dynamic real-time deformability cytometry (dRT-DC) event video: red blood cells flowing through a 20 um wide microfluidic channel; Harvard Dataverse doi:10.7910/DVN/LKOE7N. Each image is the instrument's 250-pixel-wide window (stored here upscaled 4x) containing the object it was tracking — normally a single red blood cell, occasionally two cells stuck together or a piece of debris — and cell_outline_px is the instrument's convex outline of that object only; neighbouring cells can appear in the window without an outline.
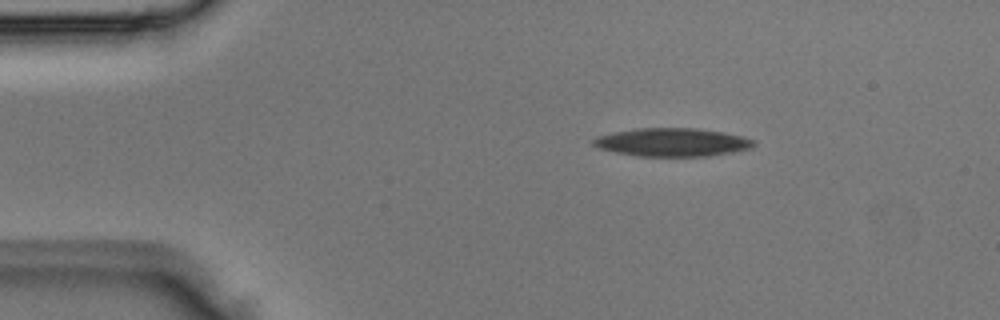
{"species": "Egyptian fruit bat (a non-hibernating species)", "species_latin": "Rousettus aegyptiacus", "temperature_condition": "room temperature", "stored_images_in_passage": 5, "camera_frame_rate_fps": 3000, "um_per_image_px": 0.085, "animal": {"sex": "male"}, "frame": {"image": 1, "passage_image": 5, "time_ms": 1.333, "image_size_px": [1000, 320], "cell_outline_px": [[756, 144], [752, 148], [732, 152], [708, 156], [636, 156], [596, 148], [592, 144], [592, 140], [596, 136], [612, 132], [636, 128], [696, 128], [720, 132], [740, 136], [756, 140]], "centroid_in_image_um": [57.1, 12.09], "position_along_channel_um": 27.9, "area_um2": 26.53}}